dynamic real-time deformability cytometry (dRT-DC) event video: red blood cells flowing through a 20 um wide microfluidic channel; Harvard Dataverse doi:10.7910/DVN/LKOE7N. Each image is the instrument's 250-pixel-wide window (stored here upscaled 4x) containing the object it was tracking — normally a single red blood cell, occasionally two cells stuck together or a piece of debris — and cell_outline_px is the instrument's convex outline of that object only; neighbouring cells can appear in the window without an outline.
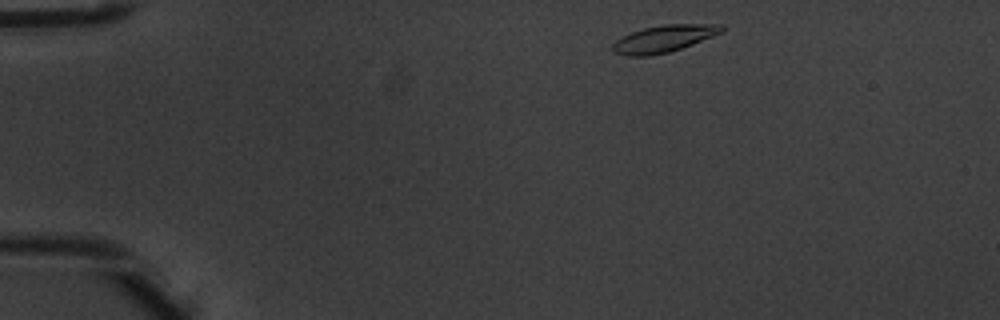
{"species": "common noctule bat (a hibernating species)", "species_latin": "Nyctalus noctula", "temperature_condition": "warm", "stored_images_in_passage": 3, "camera_frame_rate_fps": 3000, "um_per_image_px": 0.085, "animal": {"sex": "male", "body_mass_g": 20.1, "forearm_length_mm": 53.5}, "frame": {"image": 1, "passage_image": 1, "time_ms": 0.0, "image_size_px": [1000, 320], "cell_outline_px": [[728, 28], [724, 32], [692, 44], [668, 52], [648, 56], [624, 56], [612, 52], [612, 44], [616, 40], [632, 32], [644, 28], [660, 24], [724, 24]], "centroid_in_image_um": [56.46, 3.28], "position_along_channel_um": 28.5, "area_um2": 17.34}}